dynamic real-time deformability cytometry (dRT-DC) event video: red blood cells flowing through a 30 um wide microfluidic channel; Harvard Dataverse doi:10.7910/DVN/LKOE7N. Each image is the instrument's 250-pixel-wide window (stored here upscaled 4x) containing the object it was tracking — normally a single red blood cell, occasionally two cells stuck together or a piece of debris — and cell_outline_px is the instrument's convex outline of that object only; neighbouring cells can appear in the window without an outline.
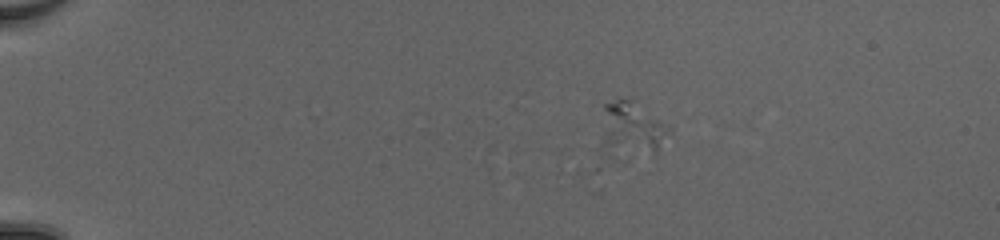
{"species": "common noctule bat (a hibernating species)", "species_latin": "Nyctalus noctula", "temperature_condition": "cold", "stored_images_in_passage": 16, "camera_frame_rate_fps": 3000, "um_per_image_px": 0.085, "animal": {"sex": "female", "body_mass_g": 20.0, "forearm_length_mm": 54.0}, "frame": {"image": 1, "passage_image": 4, "time_ms": 1.0, "image_size_px": [1000, 240], "cell_outline_px": [[672, 128], [656, 152], [596, 172], [596, 168], [604, 104], [616, 96], [632, 96]], "centroid_in_image_um": [53.42, 11.25], "position_along_channel_um": 31.6, "area_um2": 26.41}}